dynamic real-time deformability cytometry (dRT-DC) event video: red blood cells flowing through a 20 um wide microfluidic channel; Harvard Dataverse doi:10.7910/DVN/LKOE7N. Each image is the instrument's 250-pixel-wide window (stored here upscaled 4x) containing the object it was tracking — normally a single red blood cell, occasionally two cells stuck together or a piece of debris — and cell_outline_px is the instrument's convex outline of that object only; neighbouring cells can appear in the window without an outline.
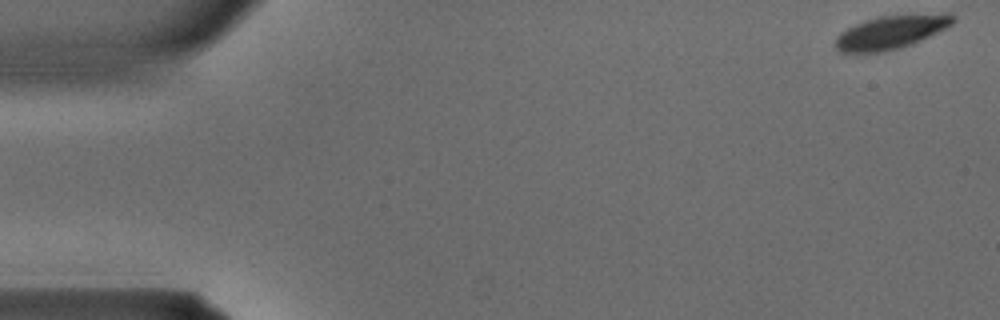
{"species": "common noctule bat (a hibernating species)", "species_latin": "Nyctalus noctula", "temperature_condition": "warm", "stored_images_in_passage": 36, "camera_frame_rate_fps": 3000, "um_per_image_px": 0.085, "animal": {"sex": "male", "body_mass_g": 15.6}, "frame": {"image": 1, "passage_image": 1, "time_ms": 0.0, "image_size_px": [1000, 320], "cell_outline_px": [[956, 20], [952, 24], [912, 44], [900, 48], [884, 52], [840, 52], [836, 48], [836, 36], [840, 32], [864, 20], [880, 16], [944, 12], [952, 12], [956, 16]], "centroid_in_image_um": [75.78, 2.7], "position_along_channel_um": 9.2, "area_um2": 23.06}}
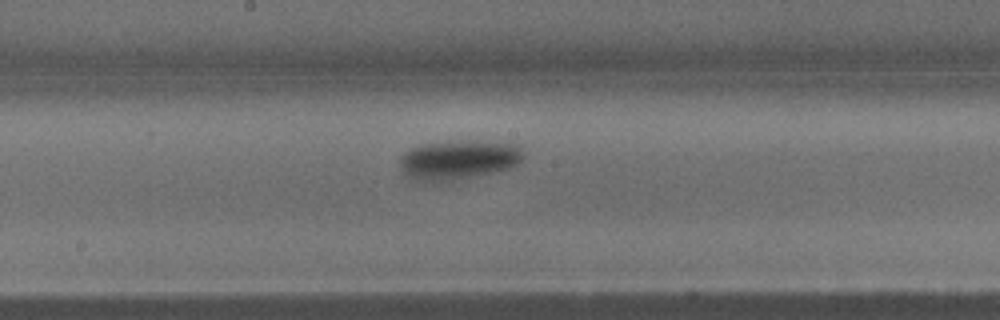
{"frame": {"image": 2, "passage_image": 19, "time_ms": 6.0, "image_size_px": [1000, 320], "cell_outline_px": [[524, 156], [520, 164], [512, 168], [496, 172], [452, 180], [416, 180], [408, 176], [404, 172], [400, 164], [400, 156], [404, 152], [420, 144], [456, 140], [476, 140], [520, 144], [524, 148]], "centroid_in_image_um": [39.07, 13.54], "position_along_channel_um": 209.1, "area_um2": 28.73}}
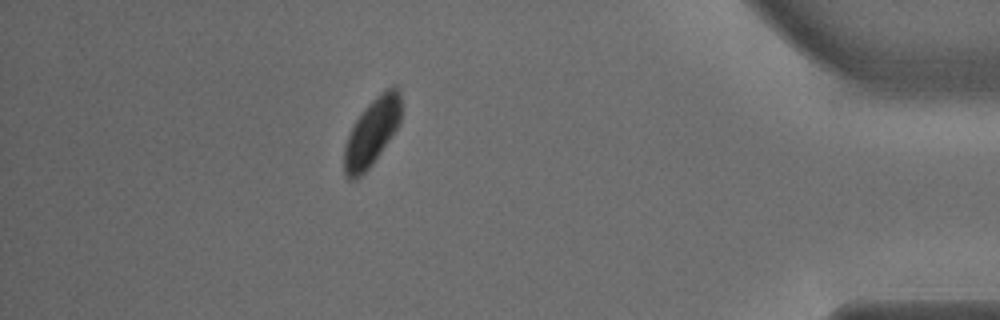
{"frame": {"image": 3, "passage_image": 32, "time_ms": 10.333, "image_size_px": [1000, 320], "cell_outline_px": [[400, 124], [372, 164], [356, 180], [348, 180], [344, 172], [344, 148], [348, 132], [356, 120], [368, 104], [376, 96], [388, 88], [396, 84], [400, 92]], "centroid_in_image_um": [31.59, 11.25], "position_along_channel_um": 403.6, "area_um2": 22.2}}